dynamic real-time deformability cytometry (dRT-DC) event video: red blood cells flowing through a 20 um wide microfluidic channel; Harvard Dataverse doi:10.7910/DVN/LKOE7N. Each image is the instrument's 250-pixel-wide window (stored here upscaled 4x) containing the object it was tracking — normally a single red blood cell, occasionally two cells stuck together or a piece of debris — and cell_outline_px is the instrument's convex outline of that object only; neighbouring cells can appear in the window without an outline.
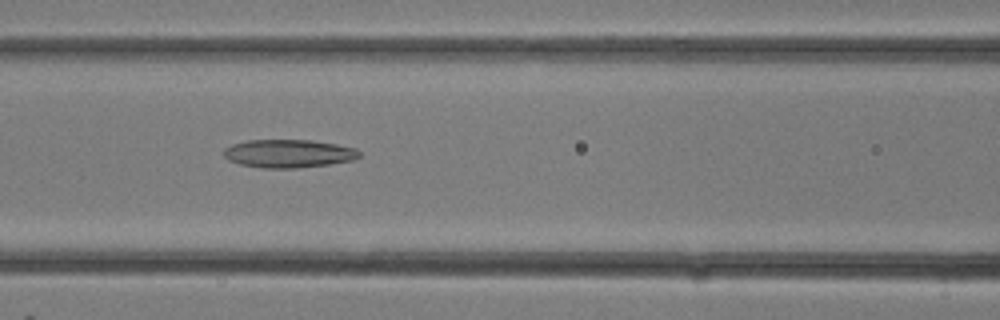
{"species": "common noctule bat (a hibernating species)", "species_latin": "Nyctalus noctula", "temperature_condition": "room temperature", "stored_images_in_passage": 28, "camera_frame_rate_fps": 3000, "um_per_image_px": 0.085, "animal": {"sex": "female"}, "frame": {"image": 1, "passage_image": 12, "time_ms": 3.667, "image_size_px": [1000, 320], "cell_outline_px": [[360, 156], [352, 160], [328, 164], [296, 168], [264, 168], [240, 164], [228, 160], [224, 156], [224, 148], [232, 144], [244, 140], [312, 140], [336, 144], [356, 148], [360, 152]], "centroid_in_image_um": [24.5, 13.04], "position_along_channel_um": 142.1, "area_um2": 22.25}}
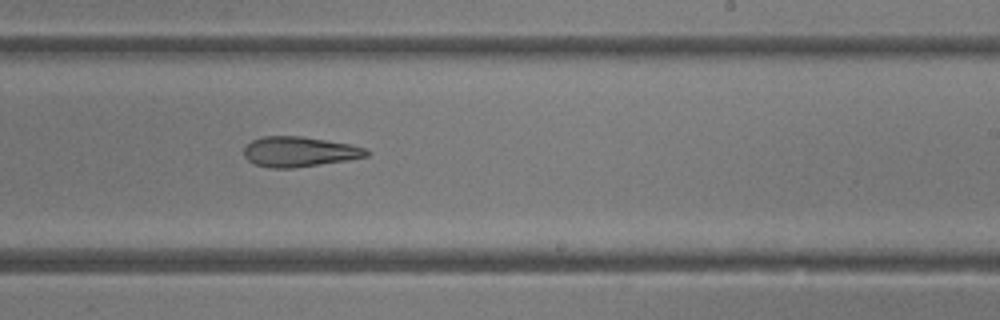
{"frame": {"image": 2, "passage_image": 17, "time_ms": 5.333, "image_size_px": [1000, 320], "cell_outline_px": [[368, 156], [348, 160], [292, 168], [272, 168], [256, 164], [248, 160], [244, 156], [244, 148], [252, 140], [264, 136], [300, 136], [352, 144], [364, 148], [368, 152]], "centroid_in_image_um": [25.43, 12.89], "position_along_channel_um": 263.6, "area_um2": 21.33}}
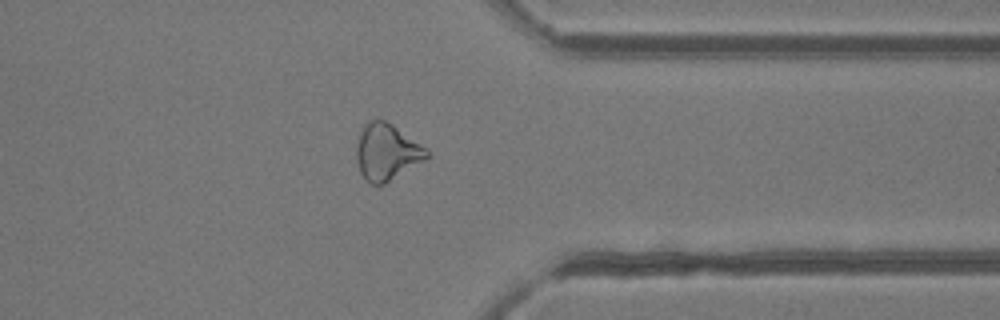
{"frame": {"image": 3, "passage_image": 22, "time_ms": 7.0, "image_size_px": [1000, 320], "cell_outline_px": [[428, 156], [424, 160], [384, 184], [372, 184], [360, 172], [356, 160], [356, 144], [360, 132], [372, 120], [384, 120], [392, 124], [428, 148]], "centroid_in_image_um": [32.88, 12.92], "position_along_channel_um": 378.5, "area_um2": 22.72}}